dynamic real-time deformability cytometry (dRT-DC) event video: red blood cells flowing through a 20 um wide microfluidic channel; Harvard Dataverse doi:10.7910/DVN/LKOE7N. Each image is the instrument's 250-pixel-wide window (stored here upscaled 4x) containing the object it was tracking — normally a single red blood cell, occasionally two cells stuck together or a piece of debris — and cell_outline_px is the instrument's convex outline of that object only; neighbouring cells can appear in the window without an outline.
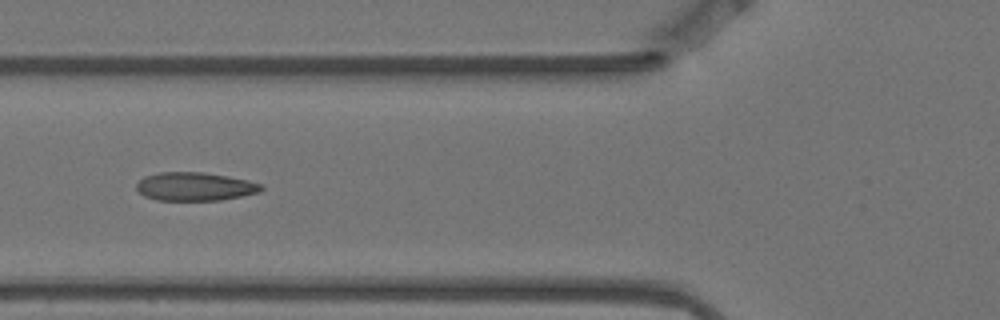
{"species": "Egyptian fruit bat (a non-hibernating species)", "species_latin": "Rousettus aegyptiacus", "temperature_condition": "warm", "stored_images_in_passage": 6, "camera_frame_rate_fps": 3000, "um_per_image_px": 0.085, "animal": {"sex": "female"}, "frame": {"image": 1, "passage_image": 6, "time_ms": 1.667, "image_size_px": [1000, 320], "cell_outline_px": [[264, 188], [260, 192], [220, 200], [156, 200], [144, 196], [136, 188], [136, 184], [144, 176], [160, 172], [204, 172], [228, 176], [248, 180], [260, 184]], "centroid_in_image_um": [16.55, 15.85], "position_along_channel_um": 109.2, "area_um2": 20.63}}